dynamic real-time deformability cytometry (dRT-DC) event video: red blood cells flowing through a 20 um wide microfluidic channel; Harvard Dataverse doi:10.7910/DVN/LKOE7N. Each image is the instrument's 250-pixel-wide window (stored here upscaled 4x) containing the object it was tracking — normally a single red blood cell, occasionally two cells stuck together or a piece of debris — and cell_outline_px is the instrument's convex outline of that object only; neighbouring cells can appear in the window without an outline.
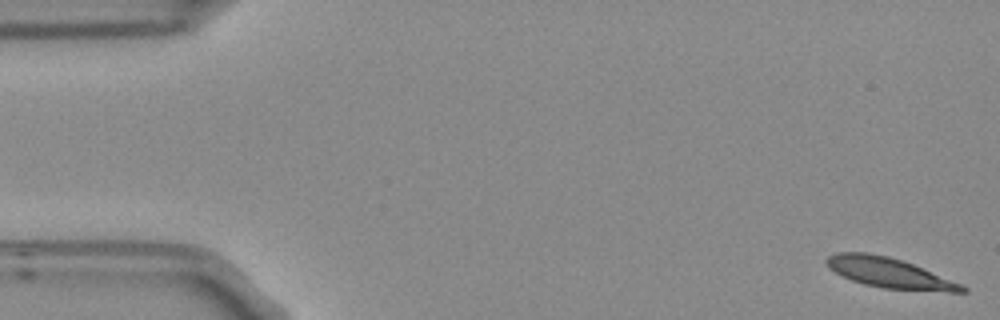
{"species": "Egyptian fruit bat (a non-hibernating species)", "species_latin": "Rousettus aegyptiacus", "temperature_condition": "room temperature", "stored_images_in_passage": 4, "camera_frame_rate_fps": 3000, "um_per_image_px": 0.085, "frame": {"image": 1, "passage_image": 1, "time_ms": 0.0, "image_size_px": [1000, 320], "cell_outline_px": [[968, 292], [948, 292], [884, 288], [864, 284], [852, 280], [828, 268], [824, 260], [828, 256], [836, 252], [868, 252], [888, 256], [912, 264], [964, 284], [968, 288]], "centroid_in_image_um": [75.62, 23.19], "position_along_channel_um": 9.4, "area_um2": 23.81}}